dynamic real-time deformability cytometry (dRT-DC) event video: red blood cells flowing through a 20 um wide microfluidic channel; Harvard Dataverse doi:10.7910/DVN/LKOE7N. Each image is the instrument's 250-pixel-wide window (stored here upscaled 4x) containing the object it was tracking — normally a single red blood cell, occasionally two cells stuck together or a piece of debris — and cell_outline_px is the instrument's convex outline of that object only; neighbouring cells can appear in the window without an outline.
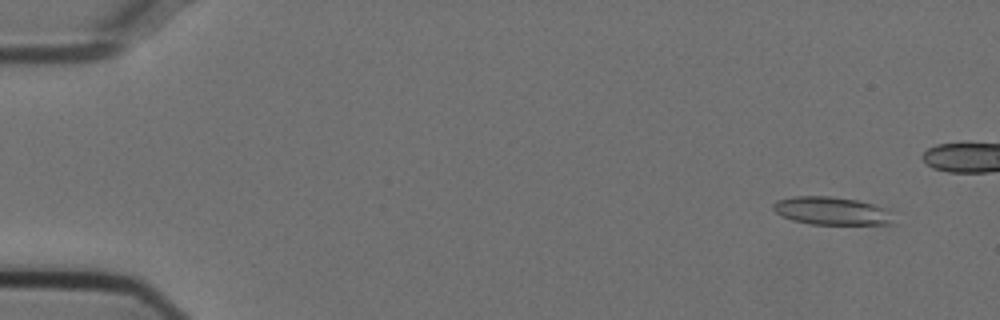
{"species": "Egyptian fruit bat (a non-hibernating species)", "species_latin": "Rousettus aegyptiacus", "temperature_condition": "cold", "stored_images_in_passage": 45, "camera_frame_rate_fps": 3000, "um_per_image_px": 0.085, "animal": {"sex": "female"}, "frame": {"image": 1, "passage_image": 4, "time_ms": 1.0, "image_size_px": [1000, 320], "cell_outline_px": [[896, 224], [808, 224], [792, 220], [776, 212], [772, 208], [772, 204], [776, 200], [792, 196], [828, 196], [856, 200], [888, 208]], "centroid_in_image_um": [70.7, 17.92], "position_along_channel_um": 14.3, "area_um2": 19.71}}
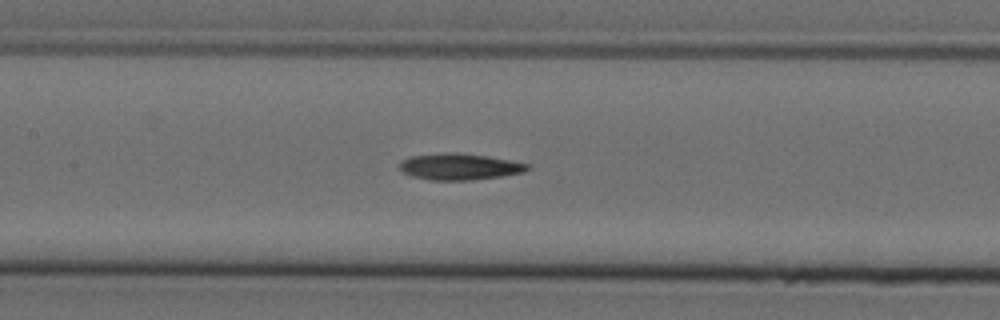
{"frame": {"image": 2, "passage_image": 26, "time_ms": 8.333, "image_size_px": [1000, 320], "cell_outline_px": [[532, 168], [524, 172], [504, 176], [472, 180], [432, 180], [412, 176], [404, 172], [400, 168], [400, 160], [408, 156], [444, 152], [484, 156], [532, 164]], "centroid_in_image_um": [39.08, 14.17], "position_along_channel_um": 168.3, "area_um2": 19.65}}
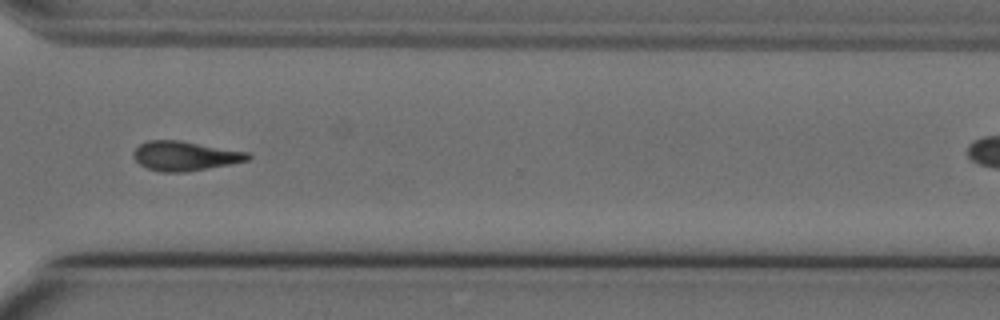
{"frame": {"image": 3, "passage_image": 41, "time_ms": 13.333, "image_size_px": [1000, 320], "cell_outline_px": [[252, 156], [248, 160], [188, 172], [160, 172], [148, 168], [140, 164], [132, 156], [132, 152], [140, 144], [148, 140], [180, 140], [248, 152]], "centroid_in_image_um": [15.69, 13.25], "position_along_channel_um": 354.9, "area_um2": 19.59}}